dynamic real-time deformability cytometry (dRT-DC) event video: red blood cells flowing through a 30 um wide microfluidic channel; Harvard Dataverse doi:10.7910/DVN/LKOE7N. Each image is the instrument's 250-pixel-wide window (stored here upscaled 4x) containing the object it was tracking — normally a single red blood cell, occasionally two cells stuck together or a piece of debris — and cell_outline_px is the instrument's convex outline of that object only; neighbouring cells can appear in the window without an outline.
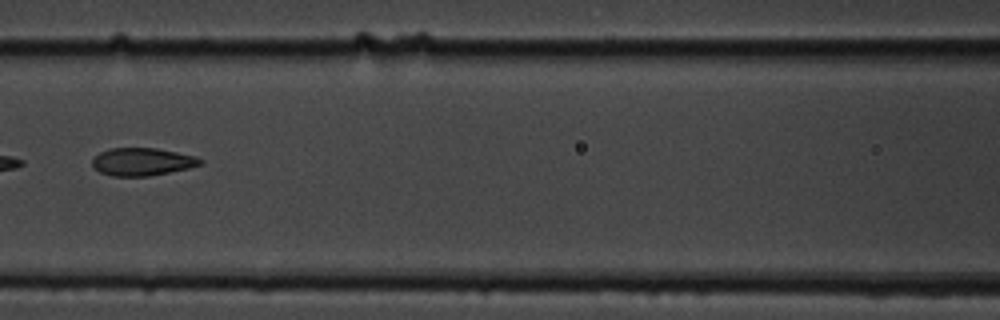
{"species": "common noctule bat (a hibernating species)", "species_latin": "Nyctalus noctula", "temperature_condition": "cold", "stored_images_in_passage": 9, "camera_frame_rate_fps": 3000, "um_per_image_px": 0.085, "animal": {"sex": "male", "body_mass_g": 19.5, "forearm_length_mm": 54.6}, "frame": {"image": 1, "passage_image": 9, "time_ms": 9.333, "image_size_px": [1000, 320], "cell_outline_px": [[204, 160], [200, 164], [188, 168], [148, 176], [112, 176], [100, 172], [92, 168], [92, 160], [100, 152], [112, 148], [156, 148], [196, 156]], "centroid_in_image_um": [12.06, 13.75], "position_along_channel_um": 154.5, "area_um2": 17.34}}